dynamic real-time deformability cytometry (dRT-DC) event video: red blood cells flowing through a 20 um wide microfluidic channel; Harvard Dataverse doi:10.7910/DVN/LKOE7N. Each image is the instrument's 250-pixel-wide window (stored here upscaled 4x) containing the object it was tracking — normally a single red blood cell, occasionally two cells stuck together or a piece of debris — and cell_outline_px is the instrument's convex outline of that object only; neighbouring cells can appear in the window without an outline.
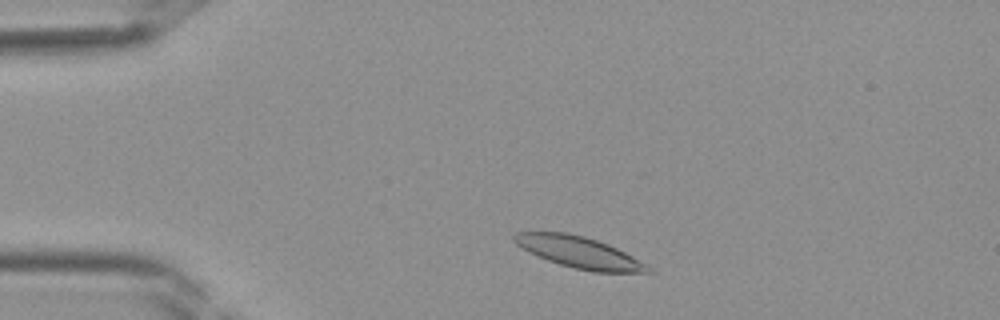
{"species": "Egyptian fruit bat (a non-hibernating species)", "species_latin": "Rousettus aegyptiacus", "temperature_condition": "room temperature", "stored_images_in_passage": 35, "camera_frame_rate_fps": 3000, "um_per_image_px": 0.085, "frame": {"image": 1, "passage_image": 3, "time_ms": 0.667, "image_size_px": [1000, 320], "cell_outline_px": [[652, 272], [592, 272], [572, 268], [548, 260], [528, 252], [516, 244], [512, 240], [512, 236], [516, 232], [568, 232], [584, 236], [608, 244], [632, 256], [652, 268]], "centroid_in_image_um": [49.19, 21.44], "position_along_channel_um": 35.8, "area_um2": 24.39}}
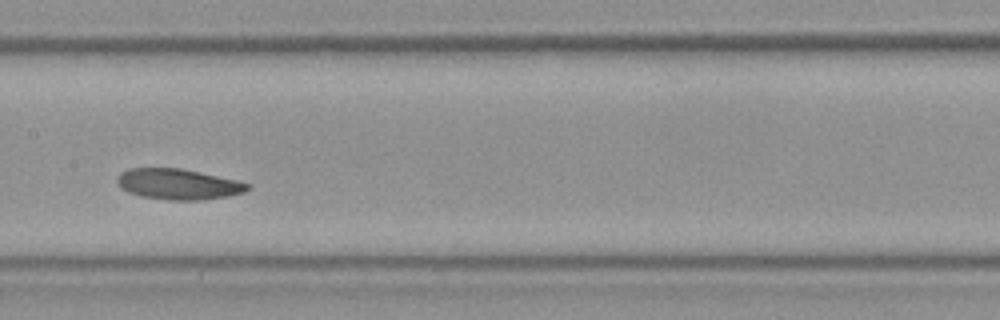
{"frame": {"image": 2, "passage_image": 15, "time_ms": 4.667, "image_size_px": [1000, 320], "cell_outline_px": [[252, 188], [244, 192], [228, 196], [200, 200], [168, 200], [140, 196], [128, 192], [120, 188], [116, 180], [116, 176], [120, 172], [128, 168], [180, 168], [200, 172], [236, 180], [252, 184]], "centroid_in_image_um": [15.13, 15.65], "position_along_channel_um": 192.3, "area_um2": 23.52}}
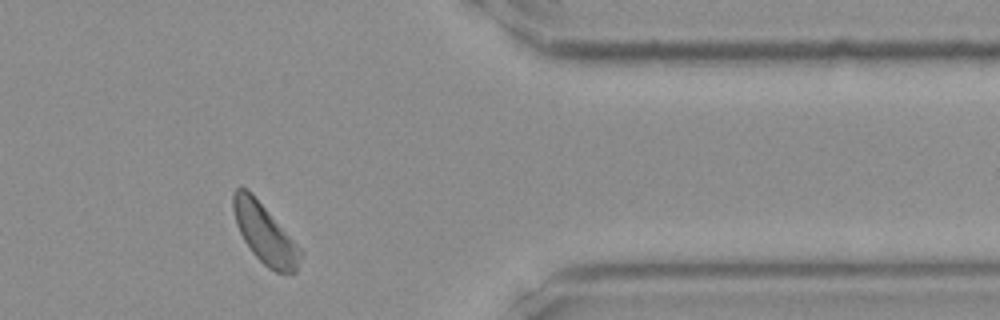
{"frame": {"image": 3, "passage_image": 28, "time_ms": 9.0, "image_size_px": [1000, 320], "cell_outline_px": [[304, 252], [296, 272], [292, 276], [276, 272], [268, 268], [252, 252], [244, 240], [236, 224], [232, 208], [232, 192], [240, 184], [252, 192]], "centroid_in_image_um": [22.51, 19.86], "position_along_channel_um": 388.9, "area_um2": 23.7}}